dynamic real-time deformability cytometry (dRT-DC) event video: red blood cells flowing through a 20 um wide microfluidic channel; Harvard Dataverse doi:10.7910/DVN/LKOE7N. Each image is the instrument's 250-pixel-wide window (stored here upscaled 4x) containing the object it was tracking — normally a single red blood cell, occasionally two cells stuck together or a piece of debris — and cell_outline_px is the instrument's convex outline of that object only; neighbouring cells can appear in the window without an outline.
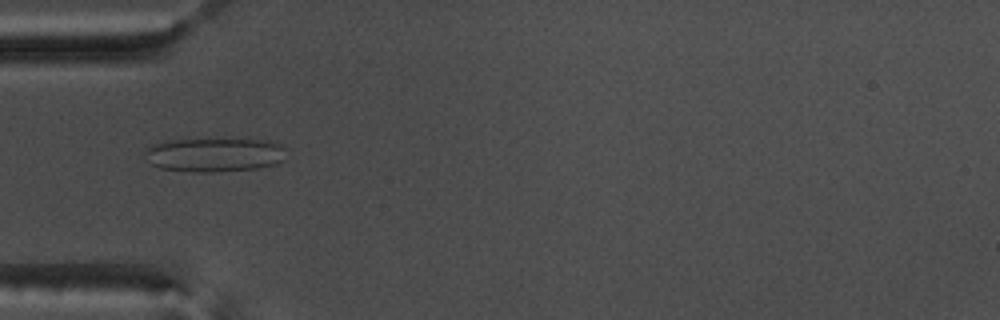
{"species": "common noctule bat (a hibernating species)", "species_latin": "Nyctalus noctula", "temperature_condition": "warm", "stored_images_in_passage": 53, "camera_frame_rate_fps": 3000, "um_per_image_px": 0.085, "animal": {"sex": "male", "body_mass_g": 17.5, "forearm_length_mm": 52.3}, "frame": {"image": 1, "passage_image": 17, "time_ms": 5.333, "image_size_px": [1000, 320], "cell_outline_px": [[284, 160], [276, 164], [256, 168], [216, 172], [192, 172], [160, 168], [144, 160], [144, 148], [152, 144], [172, 140], [272, 140], [280, 144], [284, 148]], "centroid_in_image_um": [18.18, 13.17], "position_along_channel_um": 66.8, "area_um2": 28.03}}
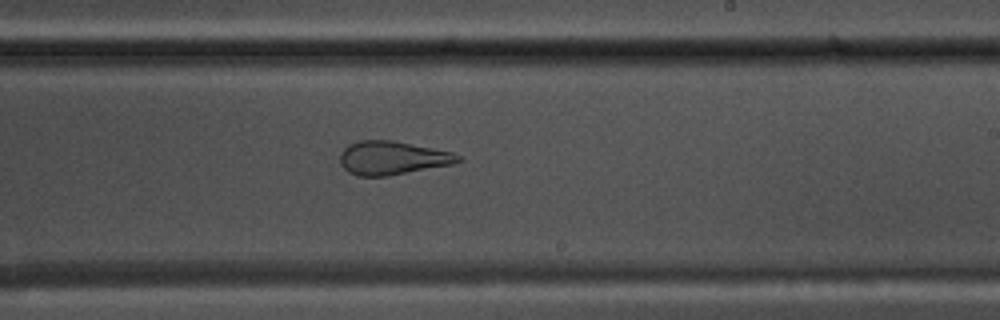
{"frame": {"image": 2, "passage_image": 32, "time_ms": 10.333, "image_size_px": [1000, 320], "cell_outline_px": [[464, 160], [452, 164], [388, 176], [356, 176], [348, 172], [340, 164], [340, 152], [348, 144], [360, 140], [392, 140], [452, 152], [460, 156]], "centroid_in_image_um": [33.32, 13.43], "position_along_channel_um": 255.7, "area_um2": 23.12}}
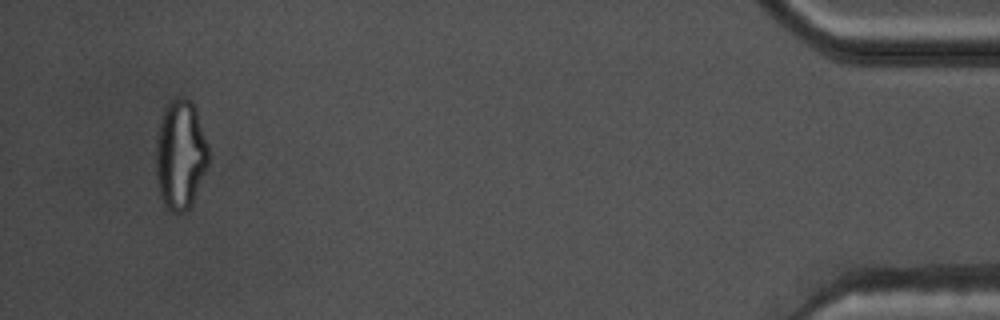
{"frame": {"image": 3, "passage_image": 51, "time_ms": 16.667, "image_size_px": [1000, 320], "cell_outline_px": [[208, 164], [192, 204], [184, 212], [172, 212], [164, 204], [160, 196], [156, 184], [156, 136], [160, 116], [164, 108], [176, 96], [184, 96], [196, 108], [208, 144]], "centroid_in_image_um": [15.31, 13.13], "position_along_channel_um": 419.9, "area_um2": 33.93}}